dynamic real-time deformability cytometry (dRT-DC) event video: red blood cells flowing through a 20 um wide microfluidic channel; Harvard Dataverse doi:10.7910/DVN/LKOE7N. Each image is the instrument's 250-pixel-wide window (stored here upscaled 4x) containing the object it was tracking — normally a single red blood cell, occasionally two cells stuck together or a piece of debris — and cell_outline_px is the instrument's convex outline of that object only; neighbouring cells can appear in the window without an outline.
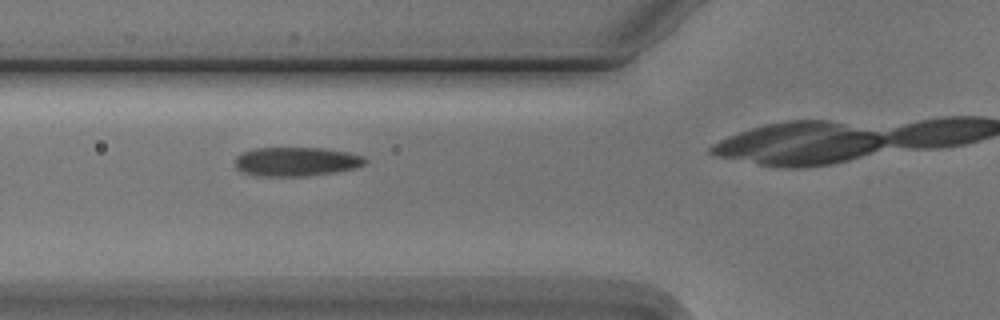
{"species": "Egyptian fruit bat (a non-hibernating species)", "species_latin": "Rousettus aegyptiacus", "temperature_condition": "cold", "stored_images_in_passage": 8, "camera_frame_rate_fps": 3000, "um_per_image_px": 0.085, "animal": {"sex": "male"}, "frame": {"image": 1, "passage_image": 4, "time_ms": 3.333, "image_size_px": [1000, 320], "cell_outline_px": [[368, 160], [364, 164], [356, 168], [336, 172], [308, 176], [260, 176], [244, 172], [236, 168], [236, 156], [240, 152], [252, 148], [324, 148], [348, 152], [364, 156]], "centroid_in_image_um": [25.2, 13.73], "position_along_channel_um": 100.6, "area_um2": 22.2}}